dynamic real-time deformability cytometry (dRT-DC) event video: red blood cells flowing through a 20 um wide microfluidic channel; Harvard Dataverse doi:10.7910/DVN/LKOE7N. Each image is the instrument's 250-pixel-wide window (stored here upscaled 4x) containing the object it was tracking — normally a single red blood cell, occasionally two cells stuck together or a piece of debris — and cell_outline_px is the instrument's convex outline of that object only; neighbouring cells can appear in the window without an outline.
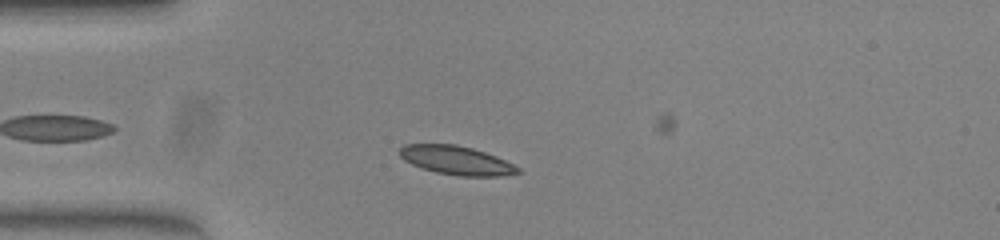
{"species": "common noctule bat (a hibernating species)", "species_latin": "Nyctalus noctula", "temperature_condition": "warm", "stored_images_in_passage": 46, "camera_frame_rate_fps": 3000, "um_per_image_px": 0.085, "animal": {"sex": "female", "body_mass_g": 23.0, "forearm_length_mm": 53.4}, "frame": {"image": 1, "passage_image": 7, "time_ms": 2.0, "image_size_px": [1000, 240], "cell_outline_px": [[520, 172], [500, 176], [460, 176], [436, 172], [412, 164], [404, 160], [400, 156], [400, 148], [404, 144], [456, 144], [472, 148], [496, 156], [520, 168]], "centroid_in_image_um": [38.78, 13.62], "position_along_channel_um": 46.2, "area_um2": 19.59}}
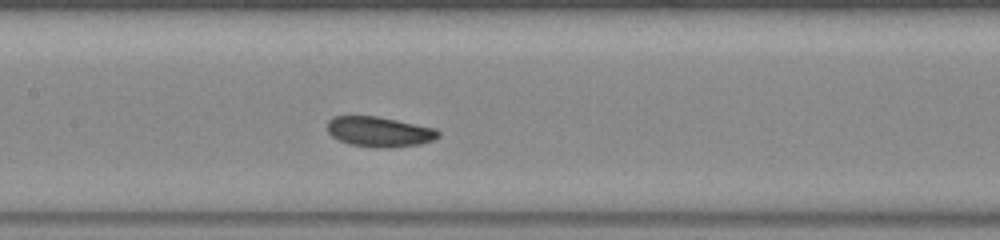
{"frame": {"image": 2, "passage_image": 18, "time_ms": 5.667, "image_size_px": [1000, 240], "cell_outline_px": [[440, 136], [432, 140], [420, 144], [388, 148], [380, 148], [348, 144], [332, 136], [328, 132], [328, 120], [332, 116], [376, 116], [436, 128], [440, 132]], "centroid_in_image_um": [32.24, 11.2], "position_along_channel_um": 175.2, "area_um2": 19.48}}
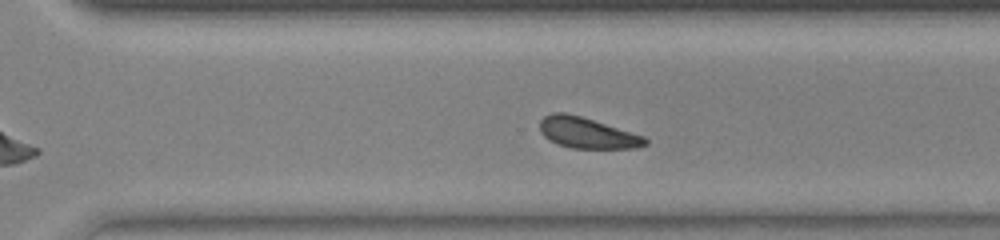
{"frame": {"image": 3, "passage_image": 29, "time_ms": 9.333, "image_size_px": [1000, 240], "cell_outline_px": [[648, 144], [636, 148], [572, 148], [556, 144], [544, 136], [540, 132], [540, 120], [544, 116], [552, 112], [564, 112], [580, 116], [644, 136], [648, 140]], "centroid_in_image_um": [49.88, 11.3], "position_along_channel_um": 320.7, "area_um2": 18.84}}